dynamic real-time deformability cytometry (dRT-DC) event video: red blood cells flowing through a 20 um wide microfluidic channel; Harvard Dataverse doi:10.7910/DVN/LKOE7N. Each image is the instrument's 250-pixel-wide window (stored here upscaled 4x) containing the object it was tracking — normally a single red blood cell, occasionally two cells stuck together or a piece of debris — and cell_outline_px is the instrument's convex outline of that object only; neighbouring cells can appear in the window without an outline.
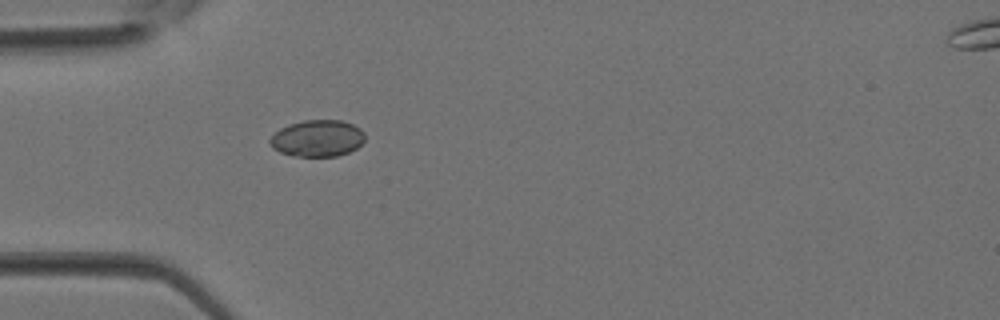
{"species": "Egyptian fruit bat (a non-hibernating species)", "species_latin": "Rousettus aegyptiacus", "temperature_condition": "room temperature", "stored_images_in_passage": 24, "camera_frame_rate_fps": 3000, "um_per_image_px": 0.085, "animal": {"sex": "female"}, "frame": {"image": 1, "passage_image": 1, "time_ms": 0.0, "image_size_px": [1000, 320], "cell_outline_px": [[364, 140], [356, 148], [348, 152], [336, 156], [296, 156], [280, 152], [272, 148], [268, 140], [280, 128], [288, 124], [304, 120], [340, 120], [352, 124], [360, 128], [364, 132]], "centroid_in_image_um": [26.96, 11.75], "position_along_channel_um": 58.0, "area_um2": 20.23}}
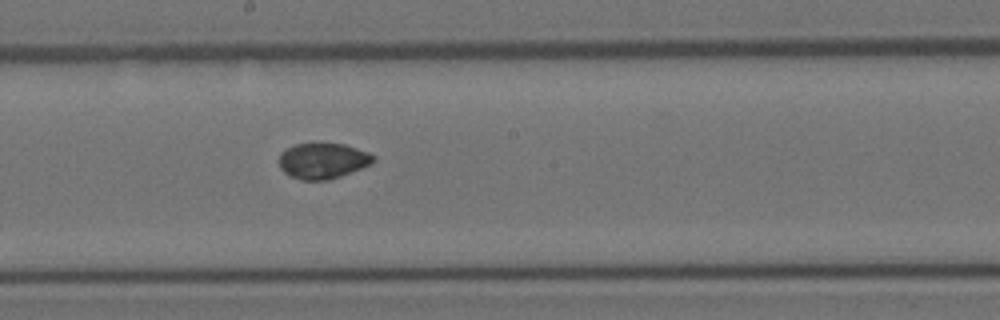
{"frame": {"image": 2, "passage_image": 10, "time_ms": 3.0, "image_size_px": [1000, 320], "cell_outline_px": [[376, 160], [372, 164], [340, 176], [328, 180], [300, 180], [288, 176], [280, 168], [280, 152], [296, 144], [344, 144], [368, 152], [376, 156]], "centroid_in_image_um": [27.45, 13.68], "position_along_channel_um": 220.7, "area_um2": 19.59}}
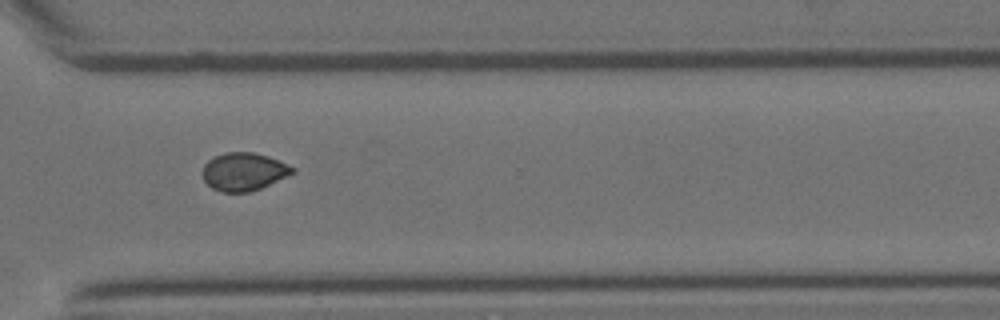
{"frame": {"image": 3, "passage_image": 17, "time_ms": 5.333, "image_size_px": [1000, 320], "cell_outline_px": [[296, 172], [260, 188], [248, 192], [220, 192], [212, 188], [204, 180], [204, 164], [208, 160], [224, 152], [252, 152], [268, 156], [288, 164], [296, 168]], "centroid_in_image_um": [20.74, 14.58], "position_along_channel_um": 349.9, "area_um2": 19.77}}